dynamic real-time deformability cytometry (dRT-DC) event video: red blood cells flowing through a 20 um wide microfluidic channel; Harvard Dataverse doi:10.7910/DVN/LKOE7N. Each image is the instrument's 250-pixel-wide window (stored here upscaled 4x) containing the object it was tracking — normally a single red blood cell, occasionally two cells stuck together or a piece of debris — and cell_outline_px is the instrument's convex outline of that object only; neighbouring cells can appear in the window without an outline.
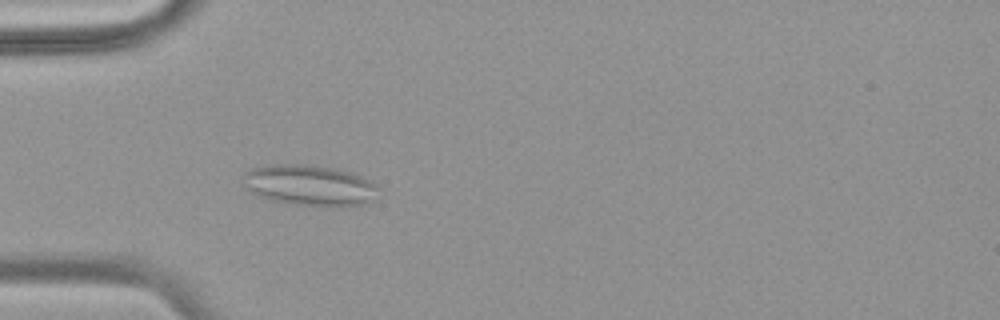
{"species": "common noctule bat (a hibernating species)", "species_latin": "Nyctalus noctula", "temperature_condition": "warm", "stored_images_in_passage": 56, "camera_frame_rate_fps": 3000, "um_per_image_px": 0.085, "animal": {"sex": "female", "body_mass_g": 18.4}, "frame": {"image": 1, "passage_image": 18, "time_ms": 5.667, "image_size_px": [1000, 320], "cell_outline_px": [[380, 200], [368, 204], [340, 208], [324, 208], [292, 204], [272, 200], [260, 196], [252, 192], [248, 188], [244, 176], [244, 172], [252, 168], [272, 164], [304, 164], [332, 168], [352, 172], [376, 184], [380, 188]], "centroid_in_image_um": [26.47, 15.8], "position_along_channel_um": 58.5, "area_um2": 33.06}}
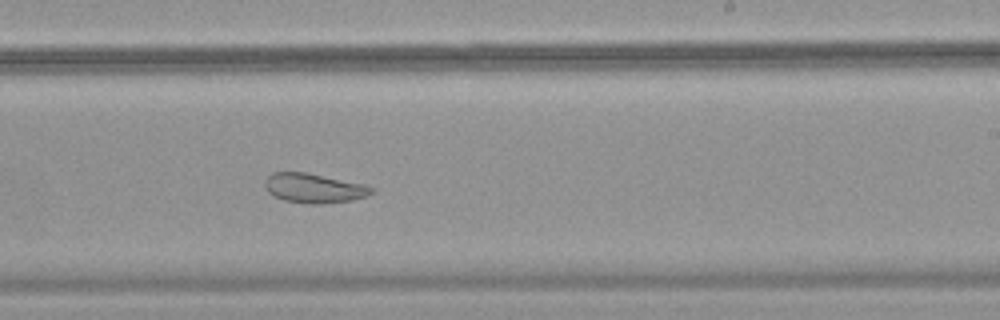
{"frame": {"image": 2, "passage_image": 35, "time_ms": 11.333, "image_size_px": [1000, 320], "cell_outline_px": [[376, 192], [368, 196], [352, 200], [320, 204], [312, 204], [284, 200], [268, 192], [264, 184], [268, 176], [272, 172], [304, 172], [364, 184], [376, 188]], "centroid_in_image_um": [26.74, 16.0], "position_along_channel_um": 262.3, "area_um2": 18.26}}
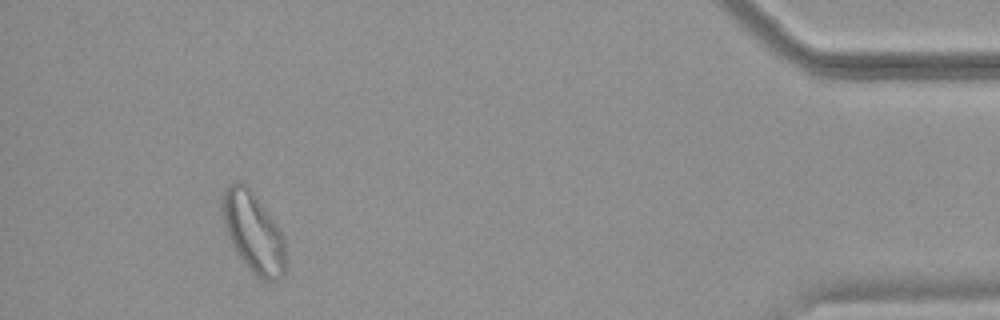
{"frame": {"image": 3, "passage_image": 52, "time_ms": 17.0, "image_size_px": [1000, 320], "cell_outline_px": [[284, 272], [276, 280], [264, 280], [256, 276], [248, 268], [236, 252], [228, 236], [220, 208], [224, 188], [228, 184], [244, 184], [256, 196], [280, 228], [284, 236]], "centroid_in_image_um": [21.51, 19.74], "position_along_channel_um": 413.7, "area_um2": 29.19}, "authors_computed_cell_mechanics": {"area_um2": 27.5995, "velocity_mm_per_s": 3.7037, "shape_relaxation_time_tau1_ms": null, "shape_relaxation_time_tau2_ms": 2.0616, "deformation_change_tau1": null, "deformation_change_tau2": 0.0851}}